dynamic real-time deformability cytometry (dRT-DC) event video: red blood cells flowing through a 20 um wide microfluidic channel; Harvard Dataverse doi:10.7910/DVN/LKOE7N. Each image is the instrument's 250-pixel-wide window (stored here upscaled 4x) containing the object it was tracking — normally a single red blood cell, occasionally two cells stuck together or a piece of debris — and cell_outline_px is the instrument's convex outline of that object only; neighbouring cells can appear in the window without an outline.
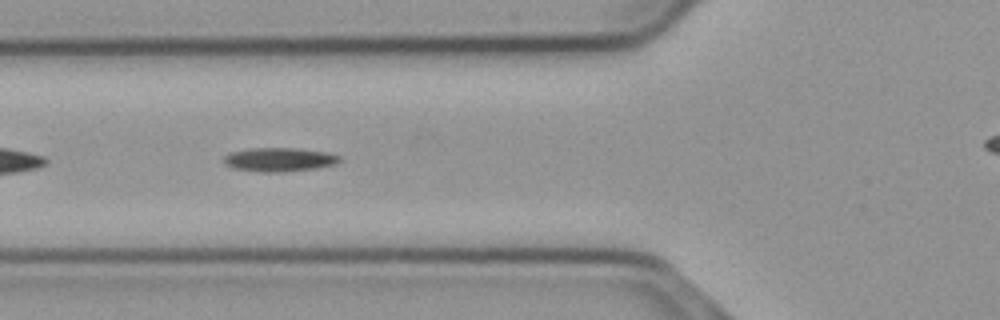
{"species": "common noctule bat (a hibernating species)", "species_latin": "Nyctalus noctula", "temperature_condition": "cold", "stored_images_in_passage": 41, "camera_frame_rate_fps": 3000, "um_per_image_px": 0.085, "animal": {"sex": "male", "body_mass_g": 23.1, "forearm_length_mm": 52.7}, "frame": {"image": 1, "passage_image": 5, "time_ms": 1.333, "image_size_px": [1000, 320], "cell_outline_px": [[340, 160], [336, 164], [316, 168], [288, 172], [260, 172], [232, 168], [224, 164], [224, 156], [232, 152], [252, 148], [292, 148], [324, 152], [340, 156]], "centroid_in_image_um": [23.71, 13.58], "position_along_channel_um": 102.1, "area_um2": 16.01}}
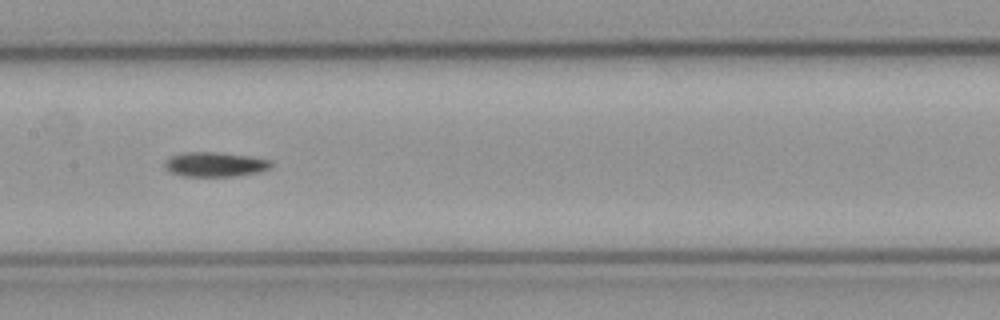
{"frame": {"image": 2, "passage_image": 12, "time_ms": 3.667, "image_size_px": [1000, 320], "cell_outline_px": [[272, 168], [260, 172], [236, 176], [184, 176], [172, 172], [164, 164], [172, 156], [184, 152], [216, 152], [248, 156], [272, 160]], "centroid_in_image_um": [18.36, 13.97], "position_along_channel_um": 189.0, "area_um2": 15.09}}
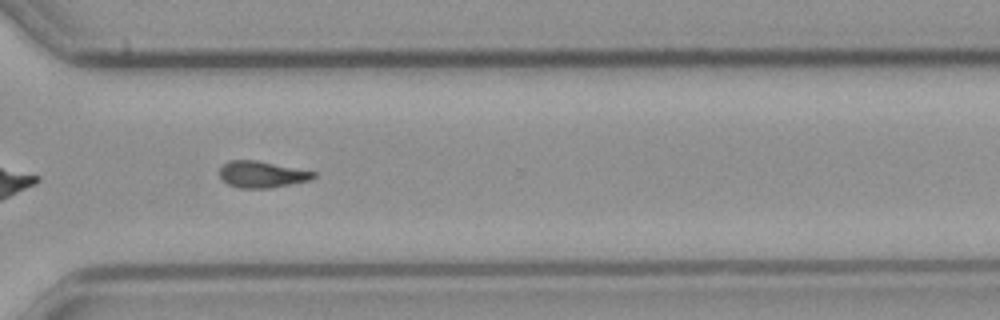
{"frame": {"image": 3, "passage_image": 25, "time_ms": 8.0, "image_size_px": [1000, 320], "cell_outline_px": [[316, 176], [312, 180], [272, 188], [240, 188], [228, 184], [220, 176], [220, 168], [228, 160], [256, 160], [316, 172]], "centroid_in_image_um": [22.29, 14.83], "position_along_channel_um": 348.3, "area_um2": 14.51}, "authors_computed_cell_mechanics": {"area_um2": 14.7968, "velocity_mm_per_s": 3.689, "shape_relaxation_time_tau1_ms": 6.6529, "shape_relaxation_time_tau2_ms": null, "deformation_change_tau1": 0.1728, "deformation_change_tau2": null}}